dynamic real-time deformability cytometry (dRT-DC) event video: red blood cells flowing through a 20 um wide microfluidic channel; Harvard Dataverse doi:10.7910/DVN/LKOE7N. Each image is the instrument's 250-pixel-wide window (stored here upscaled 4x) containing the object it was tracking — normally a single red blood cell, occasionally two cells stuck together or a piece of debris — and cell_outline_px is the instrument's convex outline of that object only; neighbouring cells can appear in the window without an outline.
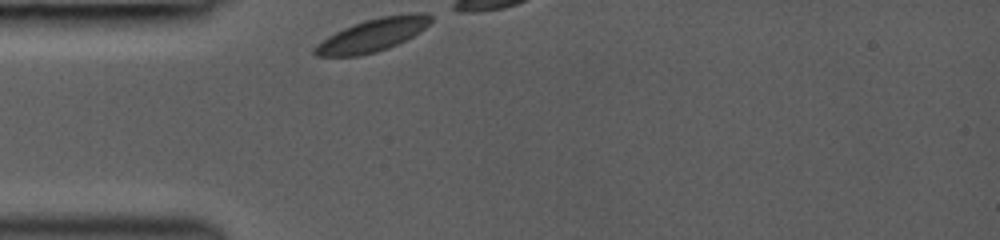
{"species": "common noctule bat (a hibernating species)", "species_latin": "Nyctalus noctula", "temperature_condition": "room temperature", "stored_images_in_passage": 6, "camera_frame_rate_fps": 3000, "um_per_image_px": 0.085, "animal": {"sex": "female", "body_mass_g": 19.0, "forearm_length_mm": 53.3}, "frame": {"image": 1, "passage_image": 1, "time_ms": 0.0, "image_size_px": [1000, 240], "cell_outline_px": [[432, 20], [420, 32], [388, 48], [376, 52], [360, 56], [316, 56], [312, 52], [312, 48], [316, 44], [328, 36], [344, 28], [364, 20], [380, 16], [412, 12], [424, 12], [432, 16]], "centroid_in_image_um": [31.66, 2.97], "position_along_channel_um": 53.3, "area_um2": 22.31}}